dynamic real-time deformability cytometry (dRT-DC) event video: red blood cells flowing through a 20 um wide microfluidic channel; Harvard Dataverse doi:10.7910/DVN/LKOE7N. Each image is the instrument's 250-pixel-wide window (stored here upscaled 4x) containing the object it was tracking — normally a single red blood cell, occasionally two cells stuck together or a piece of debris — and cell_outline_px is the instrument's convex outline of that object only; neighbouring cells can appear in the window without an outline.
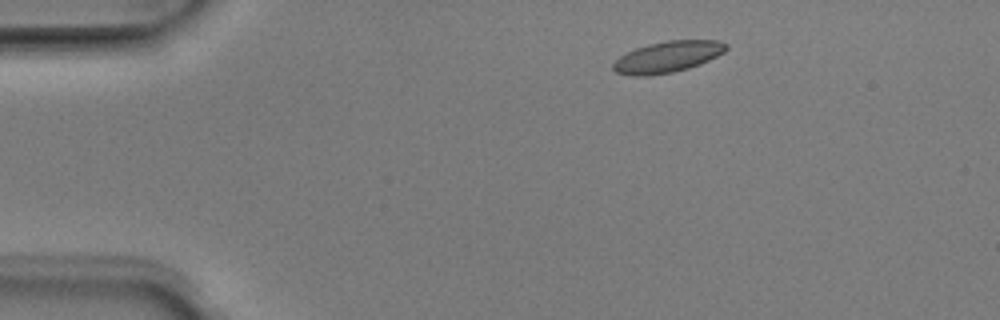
{"species": "Egyptian fruit bat (a non-hibernating species)", "species_latin": "Rousettus aegyptiacus", "temperature_condition": "room temperature", "stored_images_in_passage": 3, "camera_frame_rate_fps": 3000, "um_per_image_px": 0.085, "animal": {"sex": "male"}, "frame": {"image": 1, "passage_image": 1, "time_ms": 0.0, "image_size_px": [1000, 320], "cell_outline_px": [[728, 48], [724, 52], [700, 64], [688, 68], [672, 72], [648, 76], [632, 76], [616, 72], [612, 68], [612, 64], [620, 56], [636, 48], [648, 44], [668, 40], [720, 40], [728, 44]], "centroid_in_image_um": [56.75, 4.83], "position_along_channel_um": 28.2, "area_um2": 20.52}}